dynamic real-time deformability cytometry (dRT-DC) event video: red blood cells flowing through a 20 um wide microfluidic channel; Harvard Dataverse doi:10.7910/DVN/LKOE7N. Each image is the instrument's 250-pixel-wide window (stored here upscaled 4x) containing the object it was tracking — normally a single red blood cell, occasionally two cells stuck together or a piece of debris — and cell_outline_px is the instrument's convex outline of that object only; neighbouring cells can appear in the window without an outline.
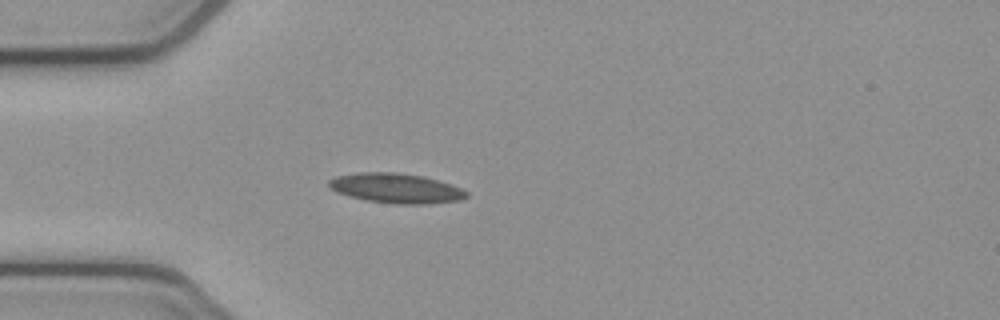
{"species": "common noctule bat (a hibernating species)", "species_latin": "Nyctalus noctula", "temperature_condition": "cold", "stored_images_in_passage": 3, "camera_frame_rate_fps": 3000, "um_per_image_px": 0.085, "animal": {"sex": "female", "body_mass_g": 21.9}, "frame": {"image": 1, "passage_image": 3, "time_ms": 0.667, "image_size_px": [1000, 320], "cell_outline_px": [[468, 196], [460, 200], [424, 204], [396, 204], [368, 200], [336, 192], [328, 188], [328, 180], [336, 176], [360, 172], [396, 172], [424, 176], [452, 184], [468, 192]], "centroid_in_image_um": [33.66, 15.99], "position_along_channel_um": 51.3, "area_um2": 23.87}}